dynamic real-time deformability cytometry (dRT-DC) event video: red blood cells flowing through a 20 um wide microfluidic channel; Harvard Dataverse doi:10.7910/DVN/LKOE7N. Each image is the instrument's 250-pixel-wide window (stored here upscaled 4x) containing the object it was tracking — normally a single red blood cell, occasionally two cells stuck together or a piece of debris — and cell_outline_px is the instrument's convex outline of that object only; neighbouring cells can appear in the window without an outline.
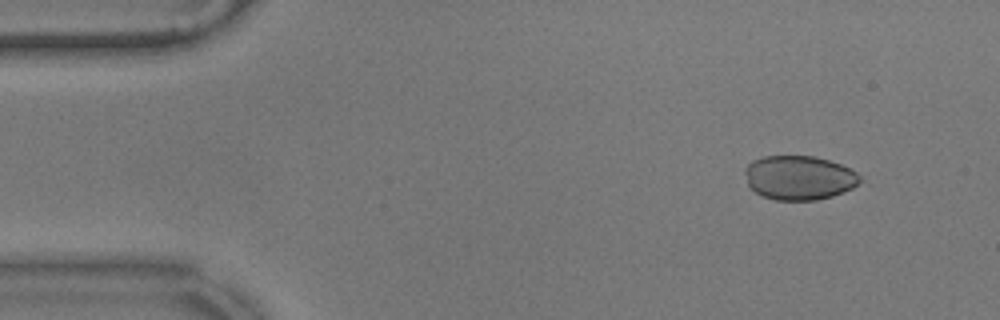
{"species": "common noctule bat (a hibernating species)", "species_latin": "Nyctalus noctula", "temperature_condition": "warm", "stored_images_in_passage": 10, "camera_frame_rate_fps": 3000, "um_per_image_px": 0.085, "animal": {"sex": "male", "body_mass_g": 17.9}, "frame": {"image": 1, "passage_image": 4, "time_ms": 1.0, "image_size_px": [1000, 320], "cell_outline_px": [[860, 180], [852, 188], [832, 196], [816, 200], [776, 200], [764, 196], [756, 192], [748, 184], [744, 172], [744, 168], [752, 160], [764, 156], [816, 156], [840, 164], [856, 172], [860, 176]], "centroid_in_image_um": [67.9, 15.1], "position_along_channel_um": 17.1, "area_um2": 29.48}}